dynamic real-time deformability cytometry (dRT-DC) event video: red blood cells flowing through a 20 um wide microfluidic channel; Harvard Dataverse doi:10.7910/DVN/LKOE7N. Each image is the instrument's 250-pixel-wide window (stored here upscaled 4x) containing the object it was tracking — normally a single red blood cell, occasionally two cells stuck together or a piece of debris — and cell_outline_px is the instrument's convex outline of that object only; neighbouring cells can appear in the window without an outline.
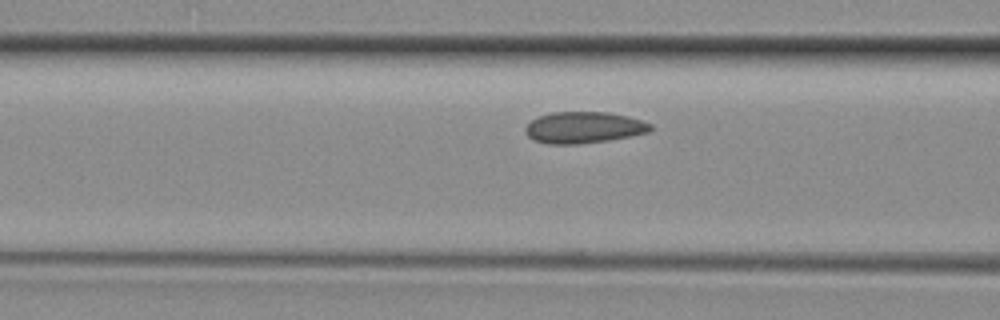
{"species": "common noctule bat (a hibernating species)", "species_latin": "Nyctalus noctula", "temperature_condition": "room temperature", "stored_images_in_passage": 4, "camera_frame_rate_fps": 3000, "um_per_image_px": 0.085, "animal": {"sex": "female", "body_mass_g": 29.2, "forearm_length_mm": 56.3}, "frame": {"image": 1, "passage_image": 4, "time_ms": 1.0, "image_size_px": [1000, 320], "cell_outline_px": [[652, 128], [648, 132], [632, 136], [608, 140], [576, 144], [548, 144], [536, 140], [528, 136], [524, 132], [524, 128], [536, 116], [552, 112], [608, 112], [628, 116], [652, 124]], "centroid_in_image_um": [49.6, 10.83], "position_along_channel_um": 117.0, "area_um2": 22.95}}